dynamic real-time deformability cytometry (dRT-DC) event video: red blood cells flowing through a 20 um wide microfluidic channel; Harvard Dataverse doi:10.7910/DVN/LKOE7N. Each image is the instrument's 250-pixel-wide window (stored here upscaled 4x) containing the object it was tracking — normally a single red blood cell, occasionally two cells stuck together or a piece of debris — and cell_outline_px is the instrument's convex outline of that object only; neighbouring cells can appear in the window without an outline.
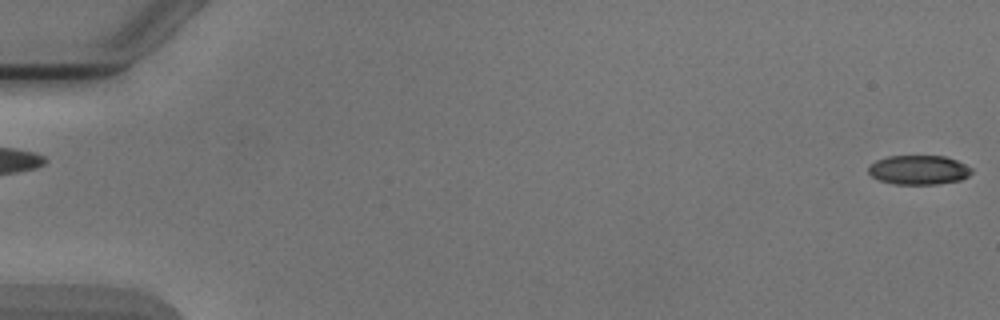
{"species": "Egyptian fruit bat (a non-hibernating species)", "species_latin": "Rousettus aegyptiacus", "temperature_condition": "cold", "stored_images_in_passage": 5, "segment_of_instrument_passage": [2, 2], "camera_frame_rate_fps": 3000, "um_per_image_px": 0.085, "animal": {"sex": "male"}, "frame": {"image": 1, "passage_image": 5, "time_ms": 5.667, "image_size_px": [1000, 320], "cell_outline_px": [[972, 172], [968, 176], [960, 180], [936, 184], [896, 184], [880, 180], [872, 176], [868, 172], [868, 164], [876, 160], [888, 156], [944, 156], [956, 160], [972, 168]], "centroid_in_image_um": [78.07, 14.44], "position_along_channel_um": 6.9, "area_um2": 17.57}}